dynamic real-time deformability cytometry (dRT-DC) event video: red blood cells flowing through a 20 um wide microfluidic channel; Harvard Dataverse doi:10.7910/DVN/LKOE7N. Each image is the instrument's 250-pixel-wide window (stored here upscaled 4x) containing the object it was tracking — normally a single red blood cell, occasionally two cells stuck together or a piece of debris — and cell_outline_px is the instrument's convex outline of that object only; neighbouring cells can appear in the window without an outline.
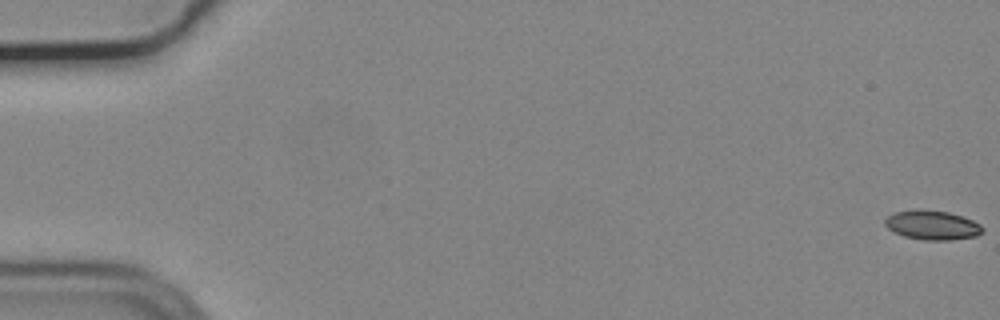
{"species": "common noctule bat (a hibernating species)", "species_latin": "Nyctalus noctula", "temperature_condition": "cold", "stored_images_in_passage": 9, "camera_frame_rate_fps": 3000, "um_per_image_px": 0.085, "animal": {"sex": "male", "body_mass_g": 19.2, "forearm_length_mm": 51.8}, "frame": {"image": 1, "passage_image": 1, "time_ms": 0.0, "image_size_px": [1000, 320], "cell_outline_px": [[984, 232], [976, 236], [952, 240], [924, 240], [904, 236], [888, 228], [884, 224], [884, 220], [888, 216], [896, 212], [948, 212], [972, 220], [980, 224], [984, 228]], "centroid_in_image_um": [79.3, 19.19], "position_along_channel_um": 5.7, "area_um2": 15.95}}